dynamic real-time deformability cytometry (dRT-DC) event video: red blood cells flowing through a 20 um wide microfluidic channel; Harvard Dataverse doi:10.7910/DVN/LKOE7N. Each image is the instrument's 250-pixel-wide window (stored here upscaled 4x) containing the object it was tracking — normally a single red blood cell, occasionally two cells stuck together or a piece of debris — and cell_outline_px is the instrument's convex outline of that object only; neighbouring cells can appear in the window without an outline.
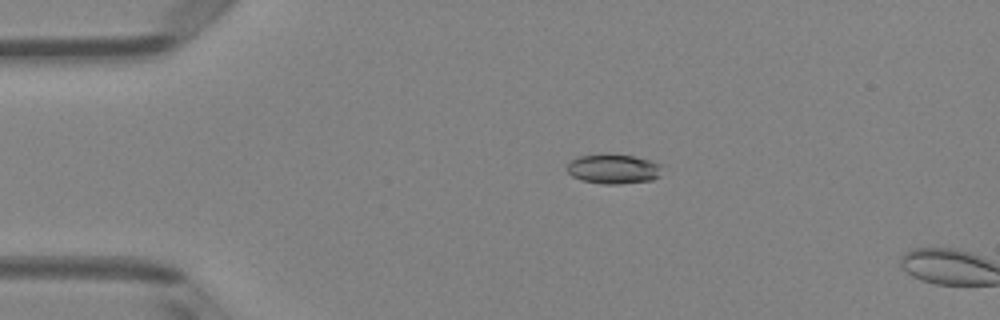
{"species": "Egyptian fruit bat (a non-hibernating species)", "species_latin": "Rousettus aegyptiacus", "temperature_condition": "room temperature", "stored_images_in_passage": 13, "camera_frame_rate_fps": 3000, "um_per_image_px": 0.085, "animal": {"sex": "female"}, "frame": {"image": 1, "passage_image": 11, "time_ms": 3.333, "image_size_px": [1000, 320], "cell_outline_px": [[660, 176], [652, 180], [620, 184], [604, 184], [580, 180], [572, 176], [564, 168], [572, 160], [580, 156], [604, 152], [608, 152], [632, 156], [648, 160], [660, 164]], "centroid_in_image_um": [52.09, 14.34], "position_along_channel_um": 32.9, "area_um2": 16.7}}